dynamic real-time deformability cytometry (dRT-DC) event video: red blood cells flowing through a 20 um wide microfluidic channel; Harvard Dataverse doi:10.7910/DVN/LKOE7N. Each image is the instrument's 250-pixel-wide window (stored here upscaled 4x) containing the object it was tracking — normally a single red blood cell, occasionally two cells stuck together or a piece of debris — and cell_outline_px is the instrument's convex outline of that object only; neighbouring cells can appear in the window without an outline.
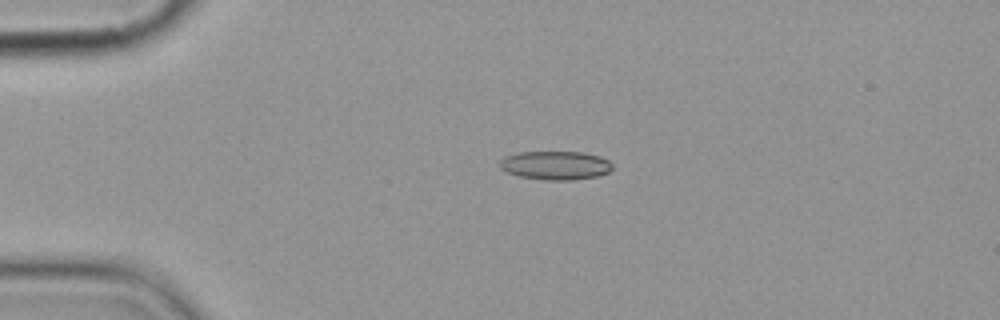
{"species": "common noctule bat (a hibernating species)", "species_latin": "Nyctalus noctula", "temperature_condition": "cold", "stored_images_in_passage": 5, "camera_frame_rate_fps": 3000, "um_per_image_px": 0.085, "animal": {"sex": "female", "body_mass_g": 19.9}, "frame": {"image": 1, "passage_image": 4, "time_ms": 3.333, "image_size_px": [1000, 320], "cell_outline_px": [[612, 168], [608, 172], [596, 176], [572, 180], [548, 180], [520, 176], [504, 172], [500, 168], [500, 160], [504, 156], [516, 152], [584, 152], [600, 156], [608, 160], [612, 164]], "centroid_in_image_um": [47.18, 14.04], "position_along_channel_um": 37.8, "area_um2": 18.9}}
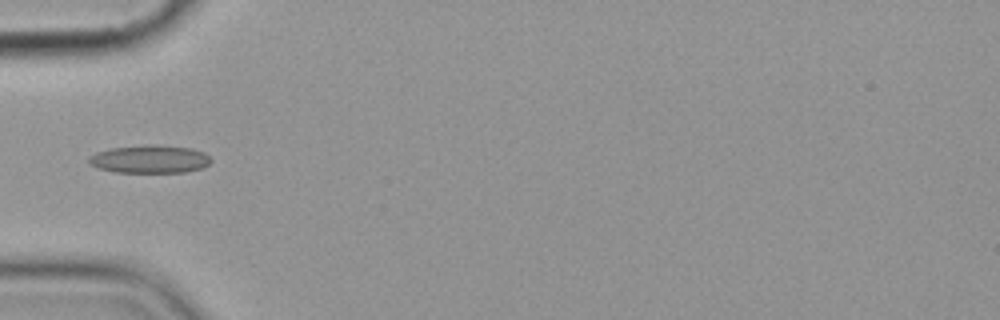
{"frame": {"image": 2, "passage_image": 5, "time_ms": 5.333, "image_size_px": [1000, 320], "cell_outline_px": [[212, 160], [208, 164], [200, 168], [184, 172], [116, 172], [96, 168], [88, 164], [88, 156], [96, 152], [112, 148], [144, 144], [156, 144], [192, 148], [204, 152]], "centroid_in_image_um": [12.69, 13.51], "position_along_channel_um": 72.3, "area_um2": 20.11}}